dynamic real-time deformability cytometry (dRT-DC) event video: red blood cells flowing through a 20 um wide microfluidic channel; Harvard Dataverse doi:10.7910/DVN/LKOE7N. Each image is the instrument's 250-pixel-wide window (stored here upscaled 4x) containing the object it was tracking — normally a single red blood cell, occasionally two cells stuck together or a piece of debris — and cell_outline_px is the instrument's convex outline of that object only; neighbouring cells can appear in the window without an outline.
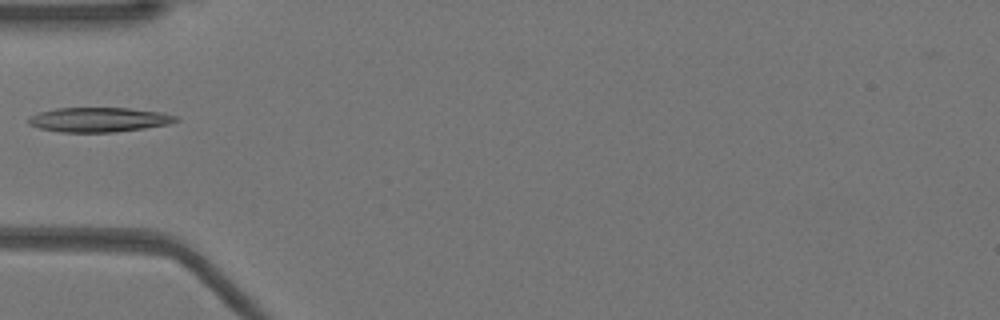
{"species": "Egyptian fruit bat (a non-hibernating species)", "species_latin": "Rousettus aegyptiacus", "temperature_condition": "warm", "stored_images_in_passage": 30, "camera_frame_rate_fps": 3000, "um_per_image_px": 0.085, "animal": {"sex": "female"}, "frame": {"image": 1, "passage_image": 1, "time_ms": 0.0, "image_size_px": [1000, 320], "cell_outline_px": [[180, 120], [168, 124], [144, 128], [116, 132], [60, 132], [40, 128], [28, 124], [28, 116], [40, 112], [56, 108], [128, 108], [160, 112], [180, 116]], "centroid_in_image_um": [8.42, 10.17], "position_along_channel_um": 76.6, "area_um2": 21.15}}
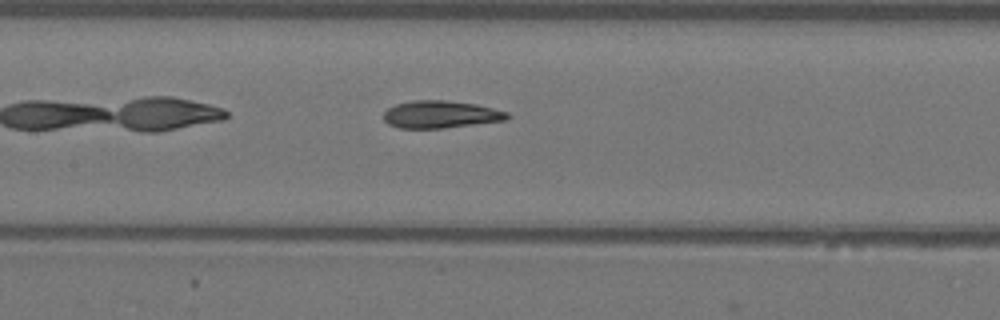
{"frame": {"image": 2, "passage_image": 8, "time_ms": 2.333, "image_size_px": [1000, 320], "cell_outline_px": [[512, 116], [508, 120], [444, 128], [400, 128], [388, 124], [384, 120], [384, 112], [388, 108], [396, 104], [412, 100], [444, 100], [476, 104], [508, 112]], "centroid_in_image_um": [37.48, 9.73], "position_along_channel_um": 169.9, "area_um2": 19.83}}
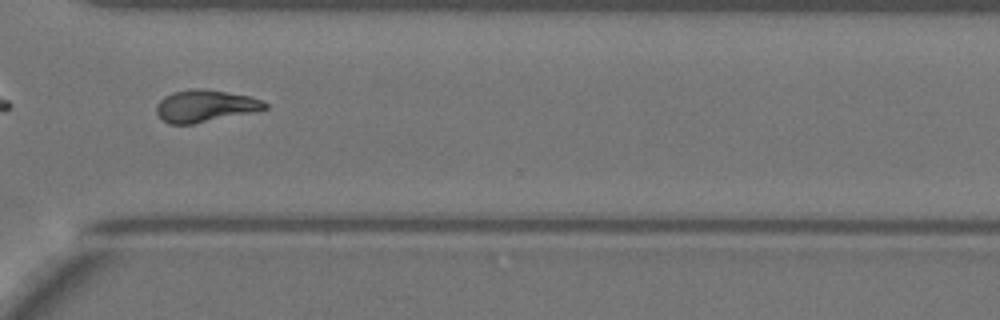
{"frame": {"image": 3, "passage_image": 22, "time_ms": 7.0, "image_size_px": [1000, 320], "cell_outline_px": [[268, 108], [256, 112], [192, 124], [168, 124], [156, 112], [156, 104], [164, 96], [172, 92], [192, 88], [200, 88], [228, 92], [248, 96], [264, 100], [268, 104]], "centroid_in_image_um": [17.46, 9.0], "position_along_channel_um": 353.1, "area_um2": 20.46}}